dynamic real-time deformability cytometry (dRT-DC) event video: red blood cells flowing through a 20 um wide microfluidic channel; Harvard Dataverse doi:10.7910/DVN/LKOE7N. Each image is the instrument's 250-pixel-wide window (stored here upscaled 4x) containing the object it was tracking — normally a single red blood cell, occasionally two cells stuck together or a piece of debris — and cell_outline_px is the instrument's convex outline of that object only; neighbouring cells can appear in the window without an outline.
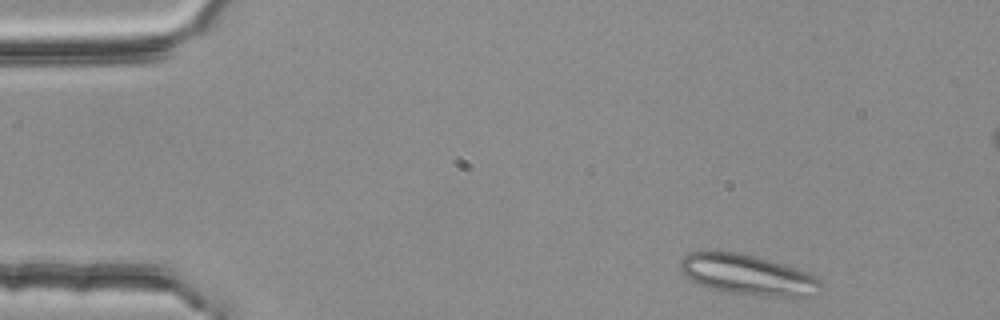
{"species": "common noctule bat (a hibernating species)", "species_latin": "Nyctalus noctula", "temperature_condition": "room temperature", "stored_images_in_passage": 47, "segment_of_instrument_passage": [1, 2], "camera_frame_rate_fps": 3000, "um_per_image_px": 0.085, "animal": {"sex": "female", "body_mass_g": 25.1}, "frame": {"image": 1, "passage_image": 2, "time_ms": 0.333, "image_size_px": [1000, 320], "cell_outline_px": [[824, 288], [816, 296], [796, 300], [724, 292], [708, 288], [684, 276], [680, 272], [680, 260], [688, 252], [712, 248], [740, 252], [784, 264], [808, 272], [816, 276], [824, 284]], "centroid_in_image_um": [63.62, 23.37], "position_along_channel_um": 21.4, "area_um2": 35.03}}